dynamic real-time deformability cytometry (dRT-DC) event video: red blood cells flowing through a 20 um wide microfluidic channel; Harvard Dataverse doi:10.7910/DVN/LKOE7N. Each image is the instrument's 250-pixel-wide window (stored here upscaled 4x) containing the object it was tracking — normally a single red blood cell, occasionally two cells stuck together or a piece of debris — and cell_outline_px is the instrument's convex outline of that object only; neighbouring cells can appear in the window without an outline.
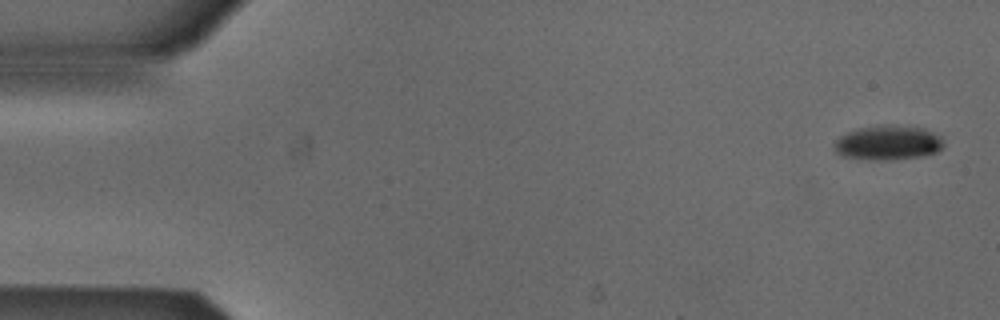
{"species": "Egyptian fruit bat (a non-hibernating species)", "species_latin": "Rousettus aegyptiacus", "temperature_condition": "cold", "stored_images_in_passage": 4, "camera_frame_rate_fps": 3000, "um_per_image_px": 0.085, "animal": {"sex": "male"}, "frame": {"image": 1, "passage_image": 1, "time_ms": 0.0, "image_size_px": [1000, 320], "cell_outline_px": [[944, 148], [936, 152], [924, 156], [888, 160], [868, 160], [844, 156], [836, 152], [836, 140], [840, 136], [848, 132], [860, 128], [924, 128], [940, 136], [944, 140]], "centroid_in_image_um": [75.53, 12.2], "position_along_channel_um": 9.5, "area_um2": 21.1}}
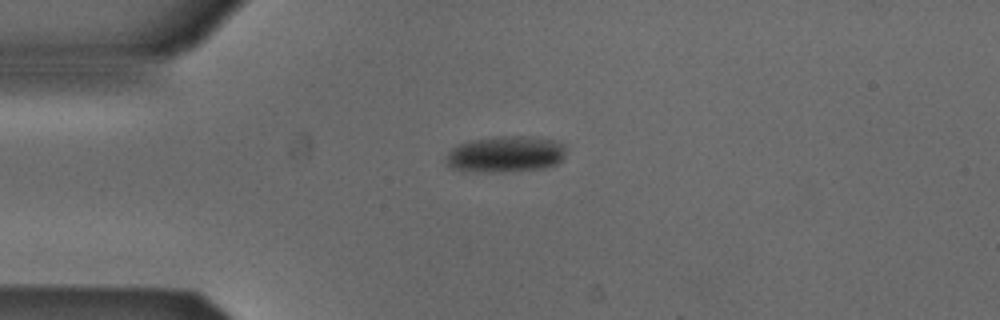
{"frame": {"image": 2, "passage_image": 4, "time_ms": 1.0, "image_size_px": [1000, 320], "cell_outline_px": [[564, 156], [556, 164], [544, 168], [504, 172], [480, 172], [452, 168], [444, 160], [444, 156], [452, 148], [460, 144], [476, 140], [504, 136], [552, 140], [564, 144]], "centroid_in_image_um": [42.93, 13.14], "position_along_channel_um": 42.1, "area_um2": 24.74}}